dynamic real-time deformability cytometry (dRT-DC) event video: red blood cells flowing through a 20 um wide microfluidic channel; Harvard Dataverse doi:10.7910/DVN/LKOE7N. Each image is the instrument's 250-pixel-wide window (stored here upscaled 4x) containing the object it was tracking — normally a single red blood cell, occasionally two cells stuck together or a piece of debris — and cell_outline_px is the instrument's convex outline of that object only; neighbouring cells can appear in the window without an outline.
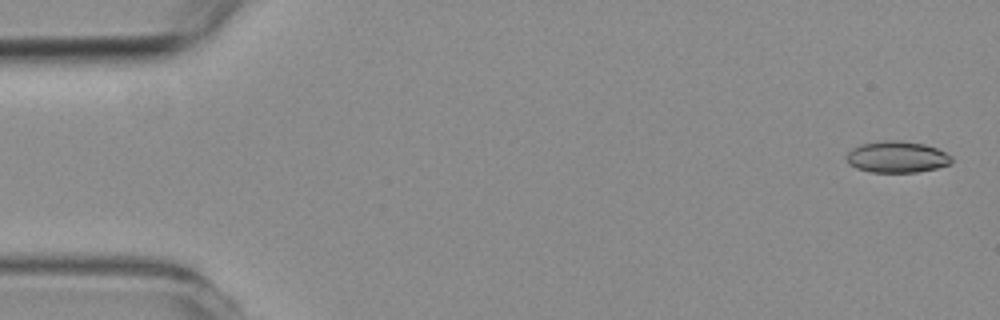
{"species": "common noctule bat (a hibernating species)", "species_latin": "Nyctalus noctula", "temperature_condition": "room temperature", "stored_images_in_passage": 54, "camera_frame_rate_fps": 3000, "um_per_image_px": 0.085, "animal": {"sex": "female", "body_mass_g": 19.3, "forearm_length_mm": 54.1}, "frame": {"image": 1, "passage_image": 1, "time_ms": 0.0, "image_size_px": [1000, 320], "cell_outline_px": [[952, 160], [948, 164], [936, 168], [916, 172], [872, 172], [856, 168], [848, 164], [844, 156], [852, 148], [860, 144], [880, 140], [900, 140], [924, 144], [936, 148], [952, 156]], "centroid_in_image_um": [76.18, 13.33], "position_along_channel_um": 8.8, "area_um2": 19.36}}
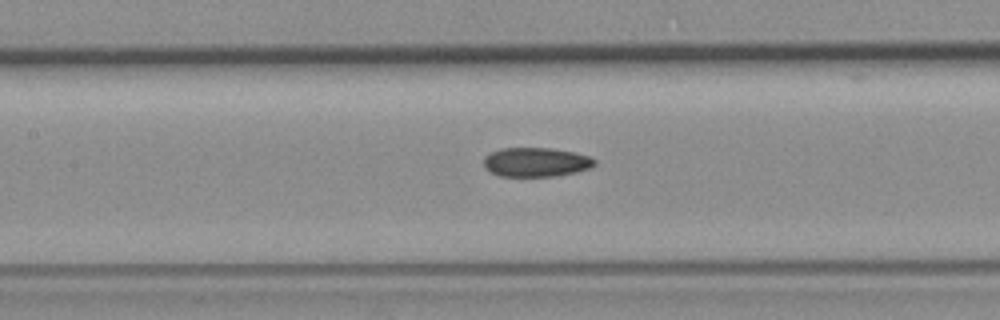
{"frame": {"image": 2, "passage_image": 24, "time_ms": 7.667, "image_size_px": [1000, 320], "cell_outline_px": [[596, 164], [592, 168], [576, 172], [556, 176], [500, 176], [484, 168], [484, 156], [500, 148], [552, 148], [576, 152], [592, 156], [596, 160]], "centroid_in_image_um": [45.61, 13.77], "position_along_channel_um": 161.8, "area_um2": 19.13}}
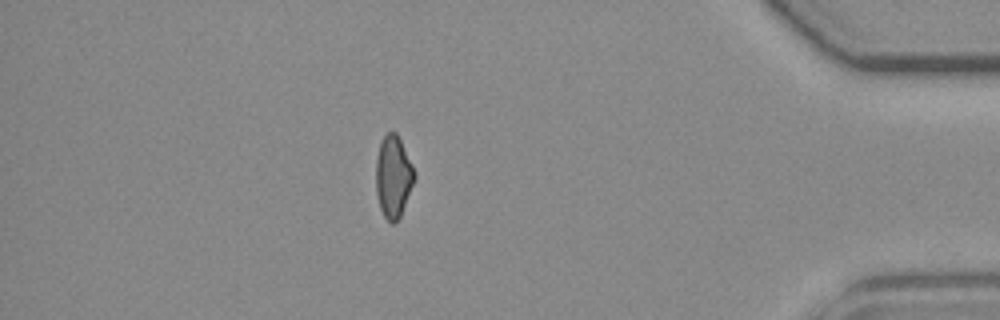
{"frame": {"image": 3, "passage_image": 47, "time_ms": 15.333, "image_size_px": [1000, 320], "cell_outline_px": [[416, 176], [400, 216], [392, 224], [384, 216], [380, 208], [376, 192], [376, 160], [380, 140], [388, 132], [396, 132], [412, 164]], "centroid_in_image_um": [33.41, 14.99], "position_along_channel_um": 401.8, "area_um2": 18.15}, "authors_computed_cell_mechanics": {"area_um2": 19.363, "velocity_mm_per_s": 3.7382, "shape_relaxation_time_tau1_ms": null, "shape_relaxation_time_tau2_ms": 3.7496, "deformation_change_tau1": null, "deformation_change_tau2": 0.1033}}